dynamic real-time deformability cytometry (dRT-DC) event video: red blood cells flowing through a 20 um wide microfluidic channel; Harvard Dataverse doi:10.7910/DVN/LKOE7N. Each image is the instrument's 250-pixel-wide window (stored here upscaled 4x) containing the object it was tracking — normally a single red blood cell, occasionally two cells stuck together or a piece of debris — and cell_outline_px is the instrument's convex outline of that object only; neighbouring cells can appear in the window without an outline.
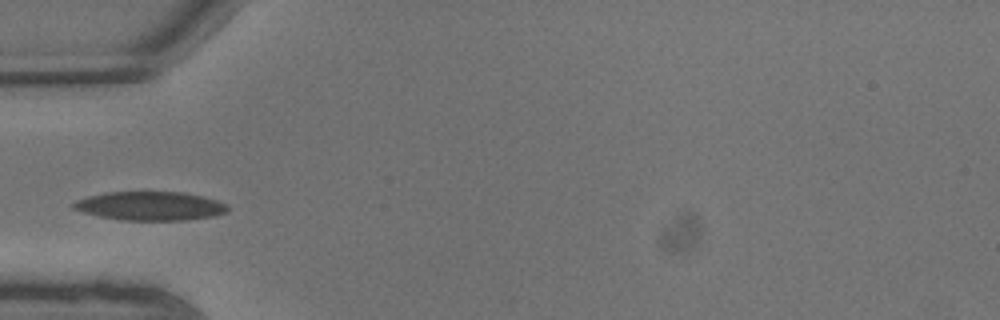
{"species": "common noctule bat (a hibernating species)", "species_latin": "Nyctalus noctula", "temperature_condition": "warm", "stored_images_in_passage": 7, "camera_frame_rate_fps": 3000, "um_per_image_px": 0.085, "animal": {"sex": "male", "body_mass_g": 13.3}, "frame": {"image": 1, "passage_image": 5, "time_ms": 1.333, "image_size_px": [1000, 320], "cell_outline_px": [[228, 212], [212, 216], [188, 220], [120, 220], [100, 216], [84, 212], [72, 208], [68, 204], [76, 200], [88, 196], [104, 192], [180, 192], [200, 196], [216, 200], [228, 204]], "centroid_in_image_um": [12.73, 17.51], "position_along_channel_um": 72.3, "area_um2": 25.89}}
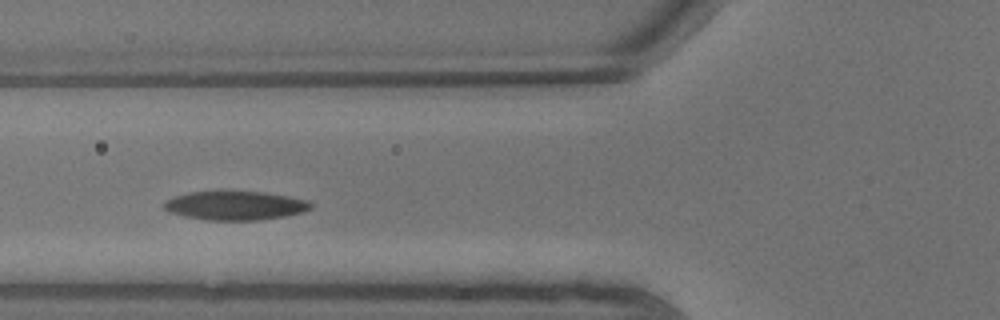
{"frame": {"image": 2, "passage_image": 6, "time_ms": 1.667, "image_size_px": [1000, 320], "cell_outline_px": [[312, 208], [304, 212], [284, 216], [260, 220], [208, 220], [184, 216], [168, 212], [164, 208], [164, 204], [168, 200], [176, 196], [188, 192], [264, 192], [288, 196], [308, 200], [312, 204]], "centroid_in_image_um": [20.03, 17.48], "position_along_channel_um": 105.8, "area_um2": 24.51}}
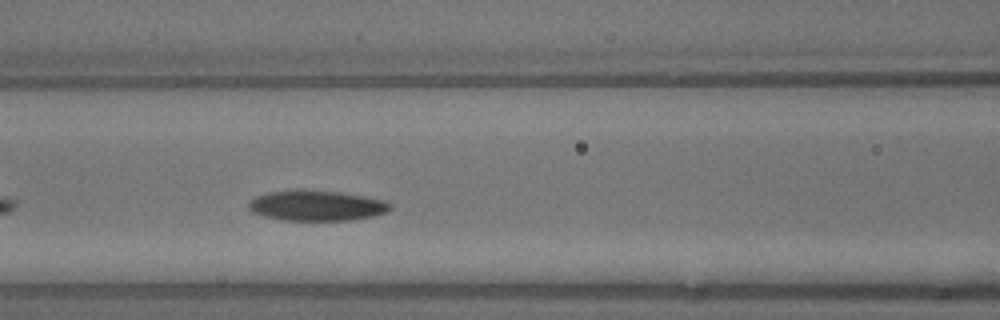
{"frame": {"image": 3, "passage_image": 7, "time_ms": 2.0, "image_size_px": [1000, 320], "cell_outline_px": [[392, 208], [388, 212], [372, 216], [348, 220], [284, 220], [264, 216], [252, 212], [248, 208], [248, 204], [256, 196], [268, 192], [304, 188], [336, 192], [364, 196], [384, 200], [392, 204]], "centroid_in_image_um": [26.91, 17.46], "position_along_channel_um": 139.7, "area_um2": 25.2}}